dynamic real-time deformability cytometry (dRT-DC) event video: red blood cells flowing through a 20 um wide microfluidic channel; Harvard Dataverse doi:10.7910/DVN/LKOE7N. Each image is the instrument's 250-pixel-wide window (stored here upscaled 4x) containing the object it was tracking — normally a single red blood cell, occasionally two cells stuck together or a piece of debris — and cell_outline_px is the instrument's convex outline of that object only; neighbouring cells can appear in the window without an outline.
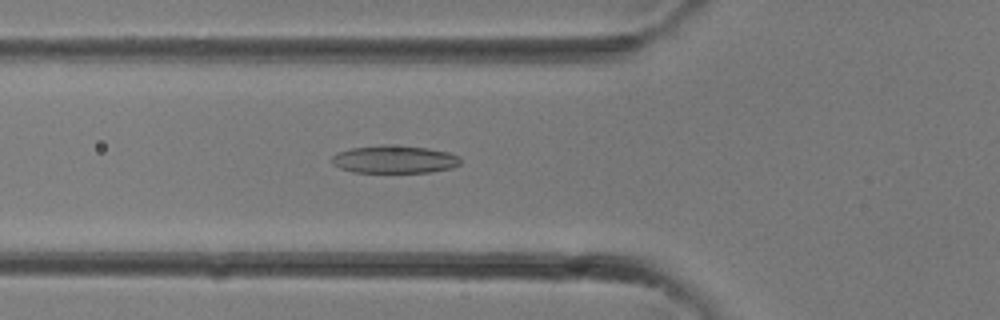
{"species": "common noctule bat (a hibernating species)", "species_latin": "Nyctalus noctula", "temperature_condition": "room temperature", "stored_images_in_passage": 32, "camera_frame_rate_fps": 3000, "um_per_image_px": 0.085, "animal": {"sex": "female"}, "frame": {"image": 1, "passage_image": 12, "time_ms": 3.667, "image_size_px": [1000, 320], "cell_outline_px": [[460, 164], [452, 168], [432, 172], [352, 172], [340, 168], [332, 164], [328, 160], [336, 152], [352, 148], [384, 144], [388, 144], [428, 148], [448, 152], [460, 156]], "centroid_in_image_um": [33.49, 13.54], "position_along_channel_um": 92.3, "area_um2": 21.1}}
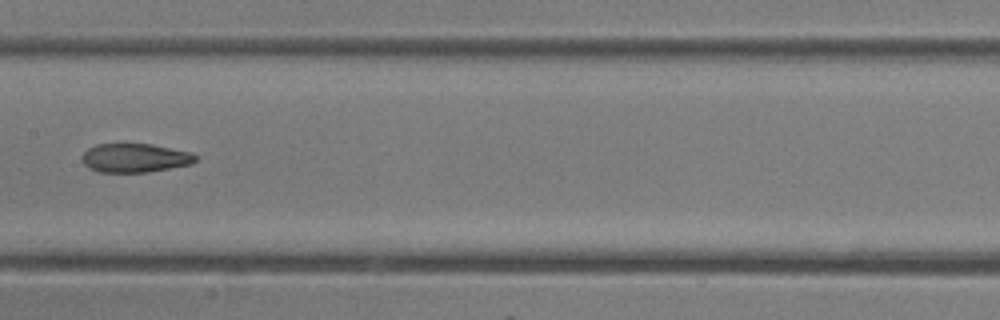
{"frame": {"image": 2, "passage_image": 17, "time_ms": 5.333, "image_size_px": [1000, 320], "cell_outline_px": [[200, 156], [192, 164], [148, 172], [96, 172], [88, 168], [80, 160], [80, 156], [88, 148], [96, 144], [152, 144], [192, 152]], "centroid_in_image_um": [11.46, 13.42], "position_along_channel_um": 195.9, "area_um2": 19.42}}
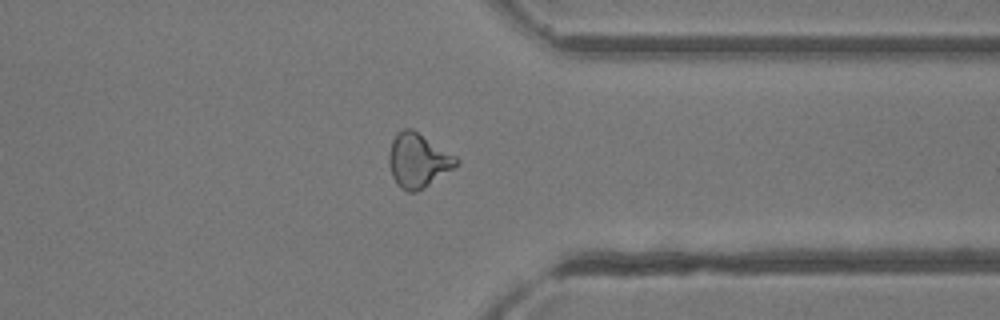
{"frame": {"image": 3, "passage_image": 26, "time_ms": 8.333, "image_size_px": [1000, 320], "cell_outline_px": [[460, 164], [416, 192], [408, 192], [400, 188], [396, 184], [392, 176], [388, 160], [388, 156], [392, 140], [396, 132], [404, 128], [412, 128], [456, 156], [460, 160]], "centroid_in_image_um": [35.52, 13.62], "position_along_channel_um": 375.9, "area_um2": 21.27}}